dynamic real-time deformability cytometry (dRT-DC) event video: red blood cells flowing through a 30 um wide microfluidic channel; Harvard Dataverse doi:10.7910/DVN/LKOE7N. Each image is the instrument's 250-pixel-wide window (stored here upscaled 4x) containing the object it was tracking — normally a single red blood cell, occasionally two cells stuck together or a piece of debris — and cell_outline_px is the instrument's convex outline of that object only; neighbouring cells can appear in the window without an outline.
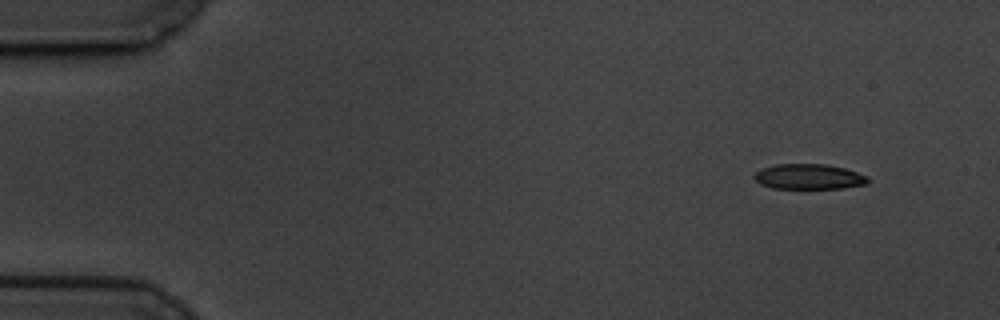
{"species": "common noctule bat (a hibernating species)", "species_latin": "Nyctalus noctula", "temperature_condition": "cold", "stored_images_in_passage": 55, "camera_frame_rate_fps": 3000, "um_per_image_px": 0.085, "animal": {"sex": "male", "body_mass_g": 19.5, "forearm_length_mm": 54.6}, "frame": {"image": 1, "passage_image": 1, "time_ms": 0.0, "image_size_px": [1000, 320], "cell_outline_px": [[872, 180], [868, 184], [844, 188], [772, 188], [760, 184], [752, 176], [760, 168], [776, 164], [828, 164], [844, 168], [868, 176]], "centroid_in_image_um": [68.78, 15.01], "position_along_channel_um": 16.2, "area_um2": 16.94}}
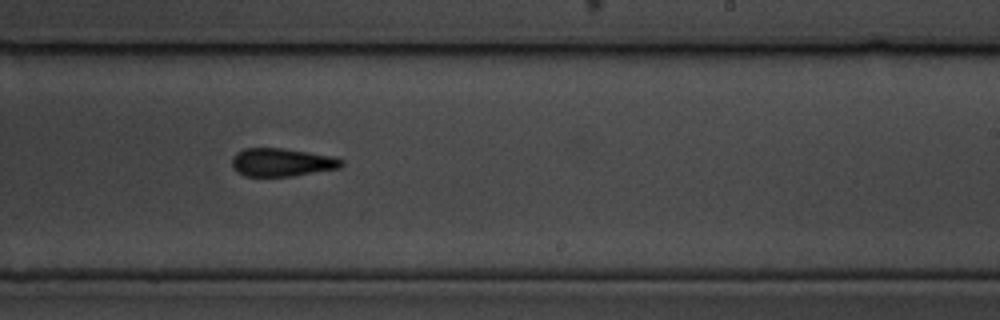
{"frame": {"image": 2, "passage_image": 32, "time_ms": 10.333, "image_size_px": [1000, 320], "cell_outline_px": [[344, 164], [340, 168], [292, 176], [244, 176], [232, 168], [232, 156], [236, 152], [244, 148], [280, 148], [308, 152], [332, 156], [344, 160]], "centroid_in_image_um": [23.94, 13.8], "position_along_channel_um": 265.1, "area_um2": 18.03}}
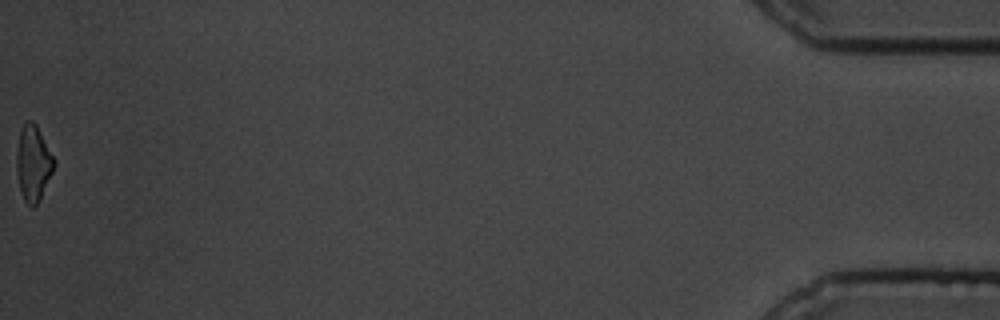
{"frame": {"image": 3, "passage_image": 55, "time_ms": 18.0, "image_size_px": [1000, 320], "cell_outline_px": [[56, 164], [40, 200], [32, 208], [24, 200], [20, 188], [16, 172], [16, 152], [20, 132], [24, 124], [28, 120], [32, 120], [36, 124], [56, 160]], "centroid_in_image_um": [2.83, 13.87], "position_along_channel_um": 432.4, "area_um2": 16.59}, "authors_computed_cell_mechanics": {"area_um2": 17.918, "velocity_mm_per_s": 3.4274, "shape_relaxation_time_tau1_ms": 2.6409, "shape_relaxation_time_tau2_ms": 6.2447, "deformation_change_tau1": 0.114, "deformation_change_tau2": 0.1423}}